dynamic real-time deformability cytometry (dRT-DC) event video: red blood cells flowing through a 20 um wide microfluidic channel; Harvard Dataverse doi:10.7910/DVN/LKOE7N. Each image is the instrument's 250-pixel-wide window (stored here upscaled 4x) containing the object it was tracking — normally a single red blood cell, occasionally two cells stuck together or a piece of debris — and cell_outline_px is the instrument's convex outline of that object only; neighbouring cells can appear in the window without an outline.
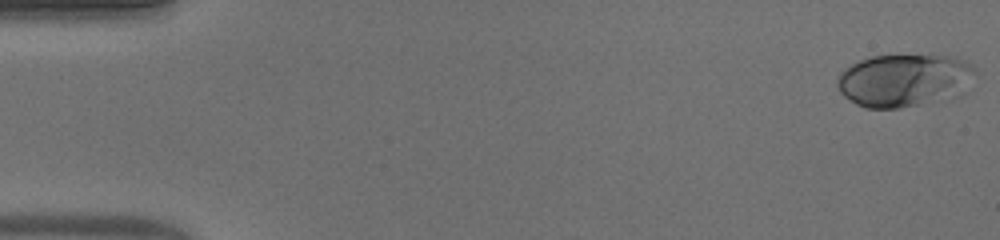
{"species": "human", "species_latin": "Homo sapiens", "temperature_condition": "warm", "stored_images_in_passage": 53, "camera_frame_rate_fps": 3000, "um_per_image_px": 0.085, "donor": {"sex": "male"}, "frame": {"image": 1, "passage_image": 1, "time_ms": 0.0, "image_size_px": [1000, 240], "cell_outline_px": [[976, 72], [952, 88], [932, 100], [920, 104], [900, 108], [864, 108], [856, 104], [844, 96], [840, 92], [836, 84], [836, 80], [840, 72], [844, 68], [860, 60], [872, 56], [948, 56], [964, 60], [972, 64], [976, 68]], "centroid_in_image_um": [76.6, 6.79], "position_along_channel_um": 8.4, "area_um2": 40.17}}
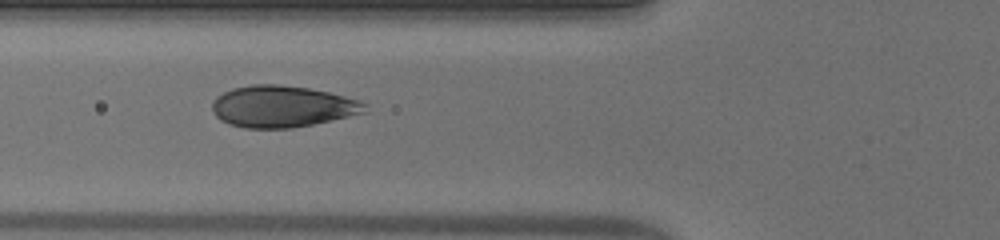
{"frame": {"image": 2, "passage_image": 20, "time_ms": 6.333, "image_size_px": [1000, 240], "cell_outline_px": [[368, 112], [332, 120], [292, 128], [244, 128], [228, 124], [220, 120], [212, 112], [212, 100], [216, 96], [232, 88], [252, 84], [276, 84], [308, 88], [328, 92], [360, 100], [368, 104]], "centroid_in_image_um": [23.99, 9.05], "position_along_channel_um": 101.8, "area_um2": 37.28}}
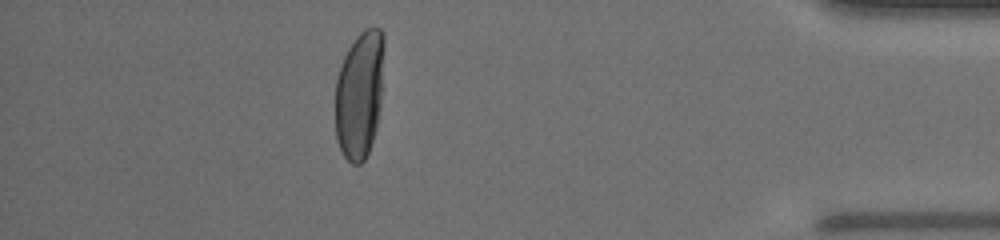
{"frame": {"image": 3, "passage_image": 47, "time_ms": 15.333, "image_size_px": [1000, 240], "cell_outline_px": [[384, 88], [376, 128], [368, 152], [364, 160], [360, 164], [352, 164], [344, 156], [336, 140], [336, 80], [340, 64], [348, 48], [356, 36], [364, 28], [380, 28], [384, 36]], "centroid_in_image_um": [30.59, 7.99], "position_along_channel_um": 404.6, "area_um2": 37.05}, "authors_computed_cell_mechanics": {"area_um2": 38.148, "velocity_mm_per_s": 3.8637, "shape_relaxation_time_tau1_ms": 4.1672, "shape_relaxation_time_tau2_ms": null, "deformation_change_tau1": 0.207, "deformation_change_tau2": null}}